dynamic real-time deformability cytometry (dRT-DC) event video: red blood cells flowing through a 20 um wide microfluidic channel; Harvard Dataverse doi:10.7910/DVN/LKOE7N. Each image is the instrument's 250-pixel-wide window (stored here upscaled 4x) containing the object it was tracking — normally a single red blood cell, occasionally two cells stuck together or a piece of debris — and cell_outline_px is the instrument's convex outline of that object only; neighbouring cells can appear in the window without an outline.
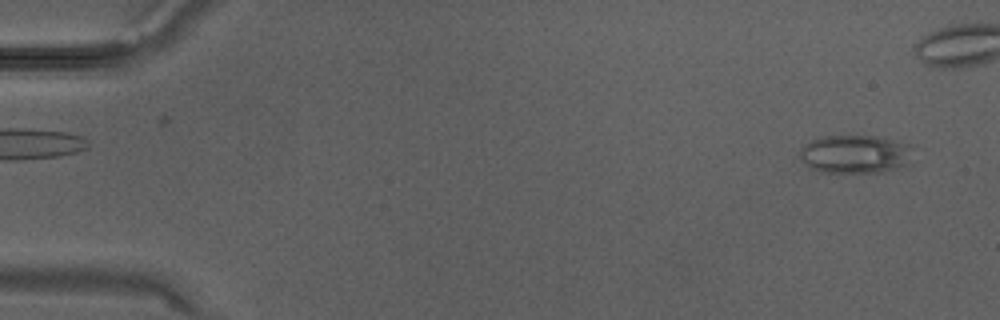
{"species": "Egyptian fruit bat (a non-hibernating species)", "species_latin": "Rousettus aegyptiacus", "temperature_condition": "warm", "stored_images_in_passage": 13, "camera_frame_rate_fps": 3000, "um_per_image_px": 0.085, "animal": {"sex": "male"}, "frame": {"image": 1, "passage_image": 2, "time_ms": 0.333, "image_size_px": [1000, 320], "cell_outline_px": [[912, 148], [908, 164], [896, 168], [880, 172], [820, 172], [808, 168], [800, 160], [800, 148], [804, 144], [812, 140], [824, 136], [884, 136], [912, 144]], "centroid_in_image_um": [72.68, 13.09], "position_along_channel_um": 12.3, "area_um2": 25.66}}
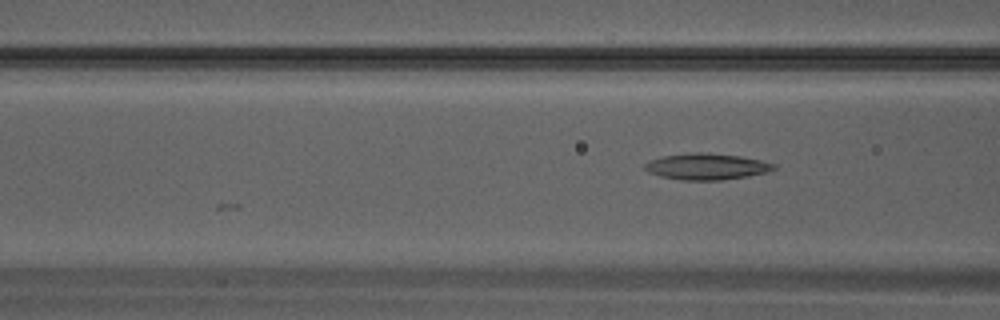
{"frame": {"image": 2, "passage_image": 13, "time_ms": 4.0, "image_size_px": [1000, 320], "cell_outline_px": [[776, 168], [768, 172], [748, 176], [720, 180], [680, 180], [660, 176], [648, 172], [644, 168], [644, 164], [648, 160], [664, 156], [696, 152], [700, 152], [740, 156], [760, 160], [776, 164]], "centroid_in_image_um": [60.05, 14.16], "position_along_channel_um": 106.6, "area_um2": 19.71}}